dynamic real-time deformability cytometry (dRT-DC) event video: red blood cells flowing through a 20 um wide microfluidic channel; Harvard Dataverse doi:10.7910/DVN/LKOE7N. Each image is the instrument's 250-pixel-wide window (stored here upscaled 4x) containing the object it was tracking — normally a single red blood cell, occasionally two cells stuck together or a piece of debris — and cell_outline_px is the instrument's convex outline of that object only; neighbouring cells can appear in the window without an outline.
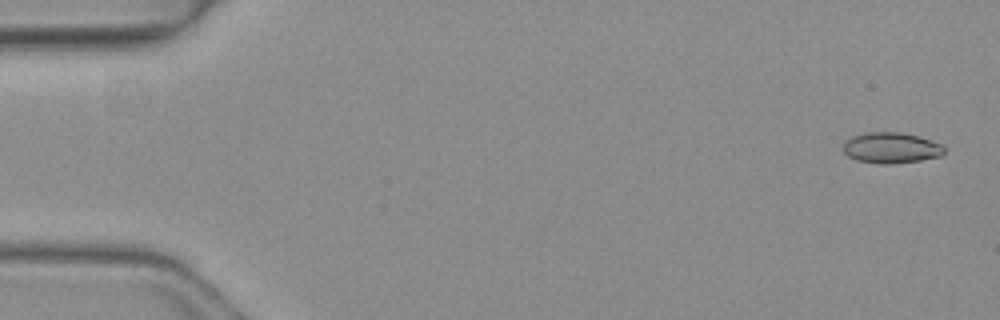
{"species": "common noctule bat (a hibernating species)", "species_latin": "Nyctalus noctula", "temperature_condition": "warm", "stored_images_in_passage": 50, "camera_frame_rate_fps": 3000, "um_per_image_px": 0.085, "animal": {"sex": "female", "body_mass_g": 19.3, "forearm_length_mm": 54.1}, "frame": {"image": 1, "passage_image": 2, "time_ms": 0.333, "image_size_px": [1000, 320], "cell_outline_px": [[944, 152], [940, 156], [920, 160], [888, 164], [884, 164], [856, 160], [848, 156], [844, 152], [844, 140], [852, 136], [864, 132], [900, 132], [920, 136], [932, 140], [940, 144], [944, 148]], "centroid_in_image_um": [75.72, 12.55], "position_along_channel_um": 9.3, "area_um2": 18.15}}
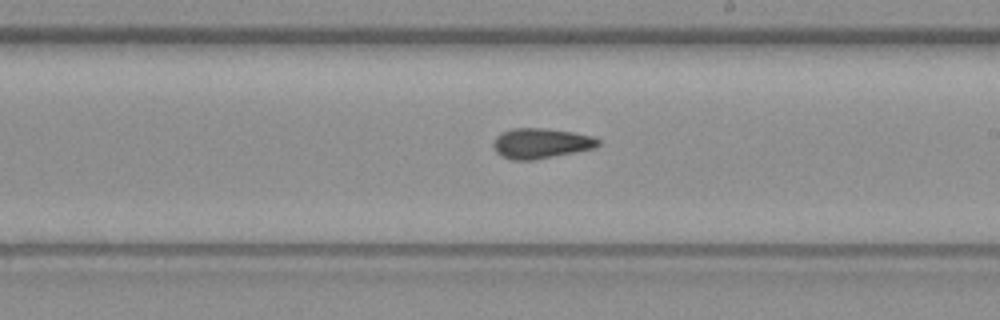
{"frame": {"image": 2, "passage_image": 29, "time_ms": 9.333, "image_size_px": [1000, 320], "cell_outline_px": [[600, 144], [596, 148], [576, 152], [532, 160], [512, 160], [500, 156], [496, 152], [492, 144], [496, 136], [500, 132], [512, 128], [544, 128], [572, 132], [596, 136], [600, 140]], "centroid_in_image_um": [45.98, 12.18], "position_along_channel_um": 243.0, "area_um2": 18.73}}
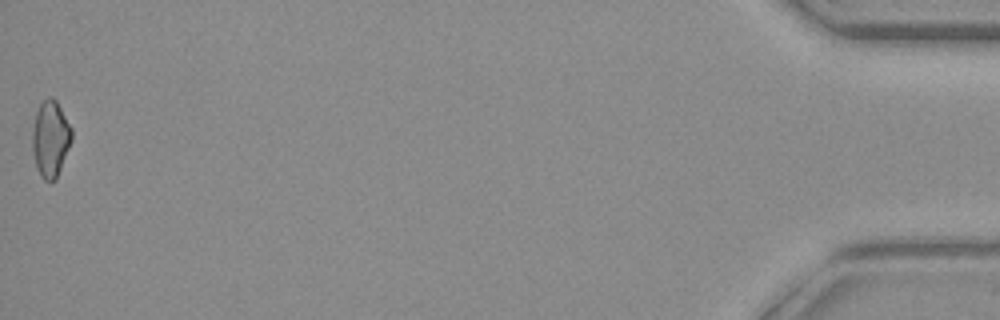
{"frame": {"image": 3, "passage_image": 50, "time_ms": 16.333, "image_size_px": [1000, 320], "cell_outline_px": [[72, 140], [56, 180], [44, 180], [40, 176], [36, 168], [32, 148], [32, 128], [36, 112], [40, 104], [48, 96], [52, 96], [56, 100], [72, 128]], "centroid_in_image_um": [4.28, 11.79], "position_along_channel_um": 430.9, "area_um2": 17.63}, "authors_computed_cell_mechanics": {"area_um2": 17.9758, "velocity_mm_per_s": 4.1634, "shape_relaxation_time_tau1_ms": null, "shape_relaxation_time_tau2_ms": 2.2447, "deformation_change_tau1": null, "deformation_change_tau2": 0.094}}